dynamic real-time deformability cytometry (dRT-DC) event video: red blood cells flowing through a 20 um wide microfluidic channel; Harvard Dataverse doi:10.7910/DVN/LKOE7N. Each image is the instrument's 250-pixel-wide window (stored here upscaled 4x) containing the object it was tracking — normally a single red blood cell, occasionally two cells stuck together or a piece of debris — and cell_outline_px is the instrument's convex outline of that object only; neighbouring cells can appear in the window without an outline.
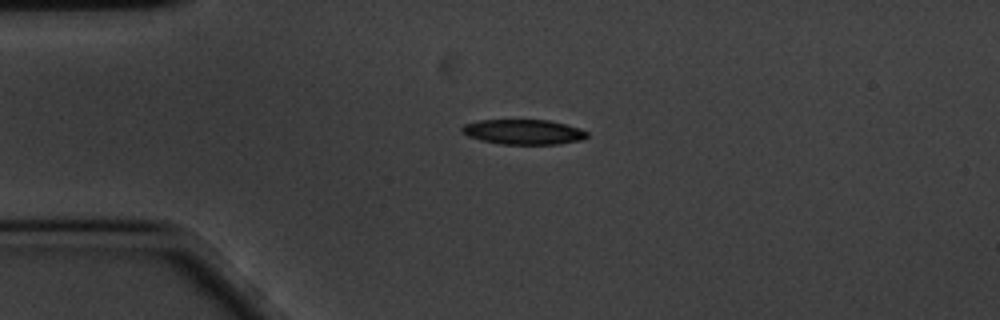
{"species": "common noctule bat (a hibernating species)", "species_latin": "Nyctalus noctula", "temperature_condition": "cold", "stored_images_in_passage": 46, "camera_frame_rate_fps": 3000, "um_per_image_px": 0.085, "animal": {"sex": "male", "body_mass_g": 20.1, "forearm_length_mm": 53.5}, "frame": {"image": 1, "passage_image": 1, "time_ms": 0.0, "image_size_px": [1000, 320], "cell_outline_px": [[588, 136], [584, 140], [556, 144], [500, 144], [480, 140], [468, 136], [460, 128], [464, 124], [480, 120], [548, 120], [580, 128], [588, 132]], "centroid_in_image_um": [44.51, 11.22], "position_along_channel_um": 40.5, "area_um2": 18.21}}
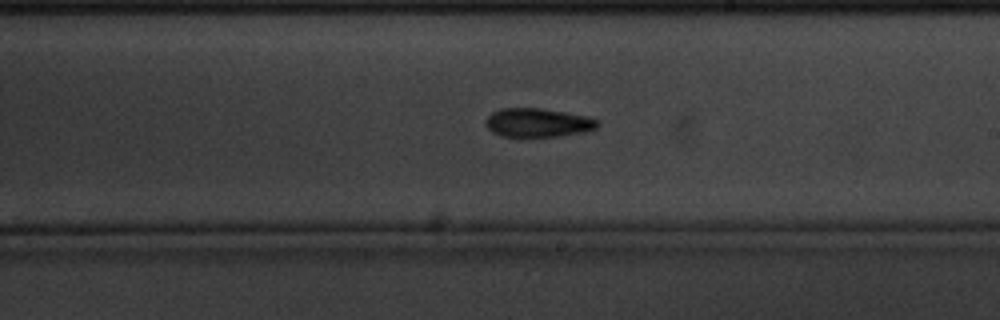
{"frame": {"image": 2, "passage_image": 21, "time_ms": 6.667, "image_size_px": [1000, 320], "cell_outline_px": [[600, 124], [596, 128], [584, 132], [560, 136], [500, 136], [492, 132], [484, 124], [488, 116], [492, 112], [500, 108], [544, 108], [588, 116], [600, 120]], "centroid_in_image_um": [45.74, 10.41], "position_along_channel_um": 243.3, "area_um2": 18.96}}
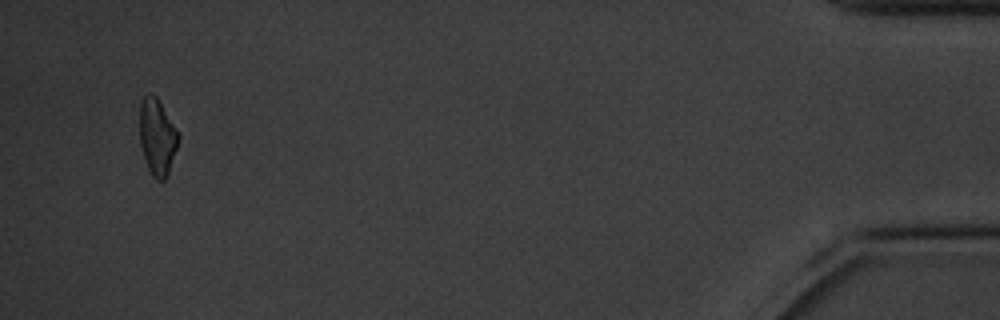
{"frame": {"image": 3, "passage_image": 44, "time_ms": 14.333, "image_size_px": [1000, 320], "cell_outline_px": [[180, 136], [168, 176], [164, 180], [156, 180], [152, 176], [148, 168], [140, 144], [140, 104], [144, 96], [148, 92], [152, 92], [156, 96]], "centroid_in_image_um": [13.36, 11.65], "position_along_channel_um": 421.8, "area_um2": 17.11}, "authors_computed_cell_mechanics": {"area_um2": 18.2937, "velocity_mm_per_s": 3.3773, "shape_relaxation_time_tau1_ms": 4.3322, "shape_relaxation_time_tau2_ms": null, "deformation_change_tau1": 0.1321, "deformation_change_tau2": null}}